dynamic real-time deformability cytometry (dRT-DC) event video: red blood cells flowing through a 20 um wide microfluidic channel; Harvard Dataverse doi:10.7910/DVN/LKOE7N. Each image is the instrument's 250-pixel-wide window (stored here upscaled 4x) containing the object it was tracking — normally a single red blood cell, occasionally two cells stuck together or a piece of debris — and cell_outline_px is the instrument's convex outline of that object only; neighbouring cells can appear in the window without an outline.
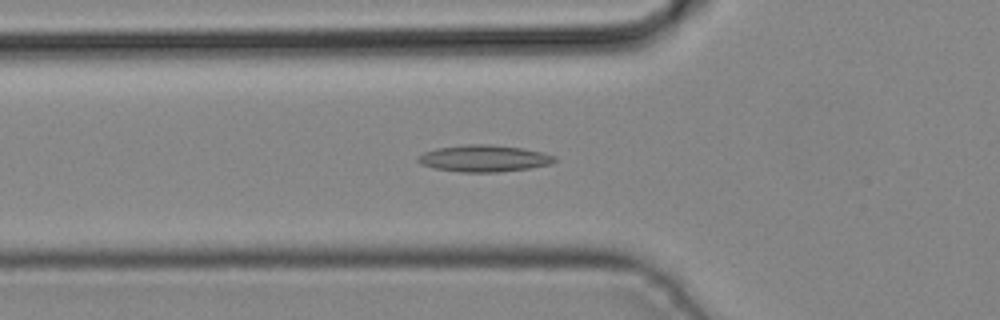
{"species": "common noctule bat (a hibernating species)", "species_latin": "Nyctalus noctula", "temperature_condition": "cold", "stored_images_in_passage": 44, "camera_frame_rate_fps": 3000, "um_per_image_px": 0.085, "animal": {"sex": "male", "body_mass_g": 19.2, "forearm_length_mm": 51.8}, "frame": {"image": 1, "passage_image": 15, "time_ms": 4.667, "image_size_px": [1000, 320], "cell_outline_px": [[556, 160], [552, 164], [528, 168], [500, 172], [460, 172], [436, 168], [420, 164], [416, 160], [416, 156], [424, 152], [436, 148], [464, 144], [492, 144], [524, 148], [544, 152], [556, 156]], "centroid_in_image_um": [41.14, 13.45], "position_along_channel_um": 84.7, "area_um2": 21.56}}
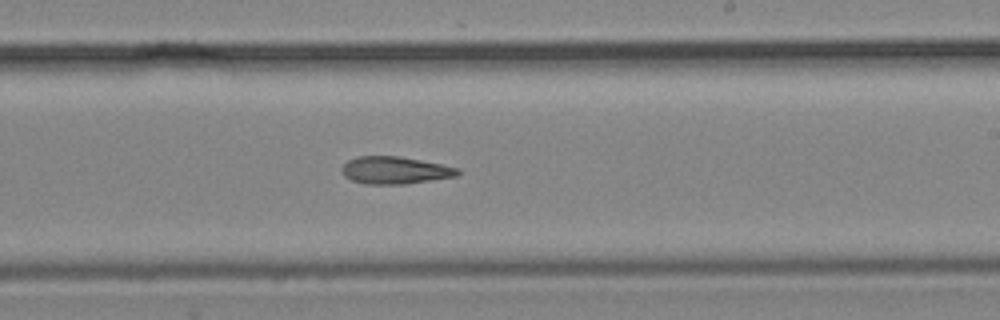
{"frame": {"image": 2, "passage_image": 26, "time_ms": 8.333, "image_size_px": [1000, 320], "cell_outline_px": [[460, 172], [456, 176], [432, 180], [404, 184], [364, 184], [352, 180], [344, 176], [340, 168], [348, 160], [356, 156], [400, 156], [440, 164], [456, 168]], "centroid_in_image_um": [33.51, 14.47], "position_along_channel_um": 255.5, "area_um2": 18.38}}
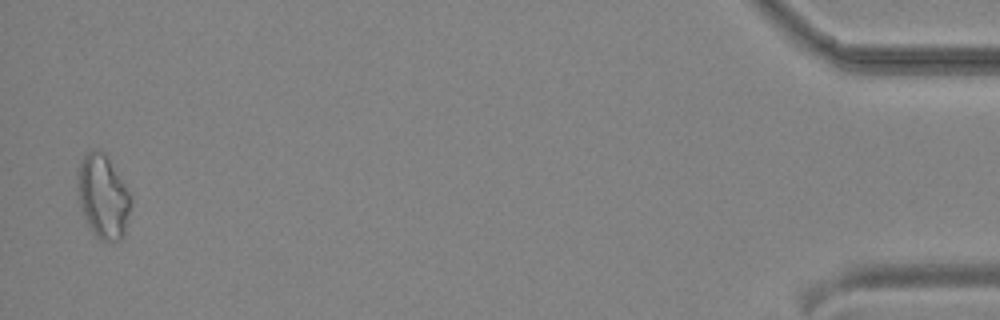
{"frame": {"image": 3, "passage_image": 43, "time_ms": 14.0, "image_size_px": [1000, 320], "cell_outline_px": [[132, 204], [124, 236], [120, 240], [100, 240], [92, 232], [88, 224], [80, 204], [76, 188], [76, 168], [80, 160], [88, 152], [96, 148], [104, 152], [124, 184], [128, 192]], "centroid_in_image_um": [8.72, 16.69], "position_along_channel_um": 426.5, "area_um2": 26.01}}